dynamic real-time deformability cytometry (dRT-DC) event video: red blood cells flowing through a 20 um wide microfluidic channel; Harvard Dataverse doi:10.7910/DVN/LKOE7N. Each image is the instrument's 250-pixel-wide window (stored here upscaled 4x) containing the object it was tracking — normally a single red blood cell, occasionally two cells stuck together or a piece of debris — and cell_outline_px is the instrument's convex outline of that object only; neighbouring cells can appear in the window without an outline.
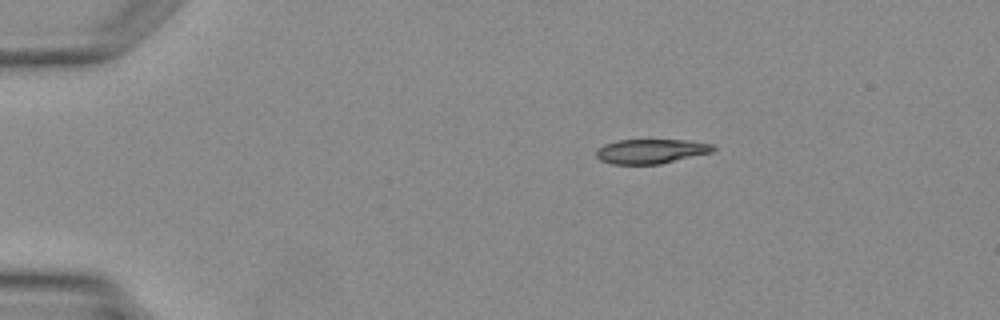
{"species": "Egyptian fruit bat (a non-hibernating species)", "species_latin": "Rousettus aegyptiacus", "temperature_condition": "warm", "stored_images_in_passage": 3, "segment_of_instrument_passage": [1, 2], "camera_frame_rate_fps": 3000, "um_per_image_px": 0.085, "animal": {"sex": "female"}, "frame": {"image": 1, "passage_image": 1, "time_ms": 0.0, "image_size_px": [1000, 320], "cell_outline_px": [[716, 148], [712, 152], [660, 164], [612, 164], [600, 160], [596, 156], [596, 148], [604, 144], [616, 140], [684, 140], [712, 144]], "centroid_in_image_um": [55.29, 12.86], "position_along_channel_um": 29.7, "area_um2": 16.7}}